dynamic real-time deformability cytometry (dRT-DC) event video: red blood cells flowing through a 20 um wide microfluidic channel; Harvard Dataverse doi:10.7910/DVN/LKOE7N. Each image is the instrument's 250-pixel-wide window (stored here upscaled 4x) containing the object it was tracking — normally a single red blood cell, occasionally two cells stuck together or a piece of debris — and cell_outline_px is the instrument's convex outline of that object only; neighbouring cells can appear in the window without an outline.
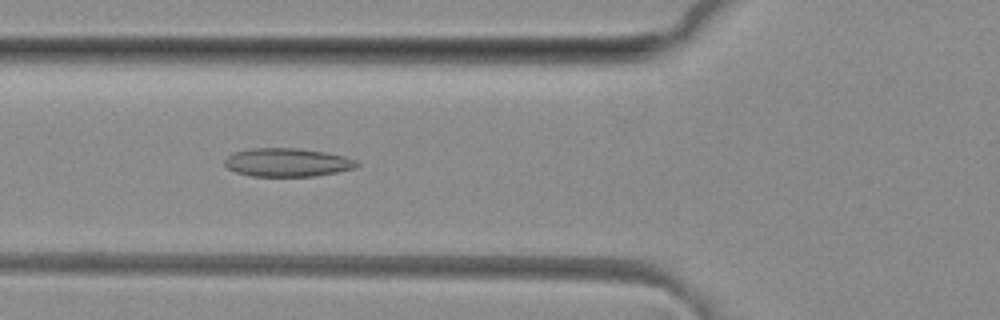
{"species": "common noctule bat (a hibernating species)", "species_latin": "Nyctalus noctula", "temperature_condition": "room temperature", "stored_images_in_passage": 50, "camera_frame_rate_fps": 3000, "um_per_image_px": 0.085, "animal": {"sex": "female", "body_mass_g": 29.2, "forearm_length_mm": 56.3}, "frame": {"image": 1, "passage_image": 18, "time_ms": 5.667, "image_size_px": [1000, 320], "cell_outline_px": [[360, 164], [356, 168], [336, 172], [312, 176], [252, 176], [236, 172], [228, 168], [224, 164], [224, 160], [232, 152], [248, 148], [296, 148], [324, 152], [344, 156], [356, 160]], "centroid_in_image_um": [24.4, 13.8], "position_along_channel_um": 101.4, "area_um2": 21.91}}
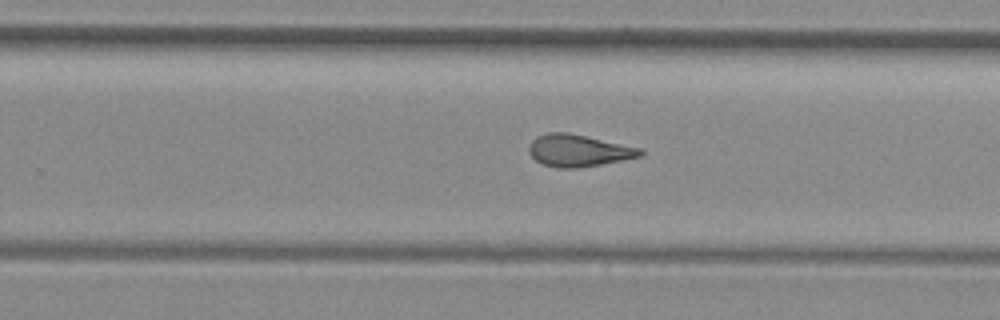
{"frame": {"image": 2, "passage_image": 31, "time_ms": 10.0, "image_size_px": [1000, 320], "cell_outline_px": [[644, 152], [640, 156], [600, 164], [576, 168], [560, 168], [544, 164], [536, 160], [528, 152], [528, 144], [536, 136], [548, 132], [568, 132], [640, 148]], "centroid_in_image_um": [49.11, 12.78], "position_along_channel_um": 280.7, "area_um2": 20.52}}
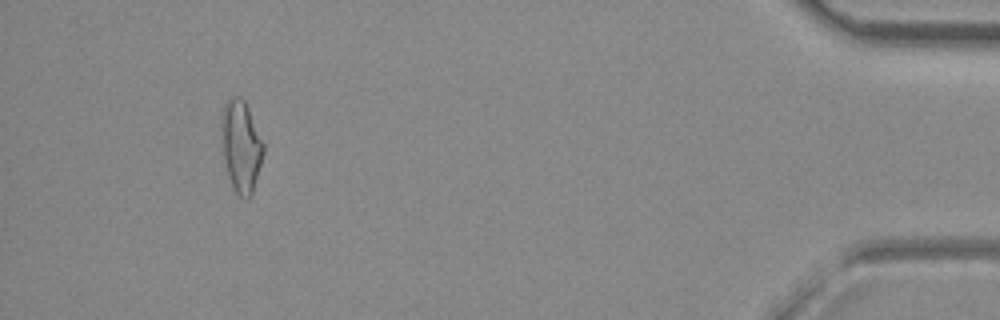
{"frame": {"image": 3, "passage_image": 46, "time_ms": 15.0, "image_size_px": [1000, 320], "cell_outline_px": [[264, 152], [252, 196], [248, 200], [244, 200], [232, 188], [228, 176], [224, 156], [220, 120], [220, 112], [224, 104], [232, 96], [240, 96], [244, 100], [248, 108], [264, 144]], "centroid_in_image_um": [20.48, 12.44], "position_along_channel_um": 414.7, "area_um2": 22.6}, "authors_computed_cell_mechanics": {"area_um2": 21.2993, "velocity_mm_per_s": 4.1454, "shape_relaxation_time_tau1_ms": null, "shape_relaxation_time_tau2_ms": 2.3212, "deformation_change_tau1": null, "deformation_change_tau2": 0.1177}}